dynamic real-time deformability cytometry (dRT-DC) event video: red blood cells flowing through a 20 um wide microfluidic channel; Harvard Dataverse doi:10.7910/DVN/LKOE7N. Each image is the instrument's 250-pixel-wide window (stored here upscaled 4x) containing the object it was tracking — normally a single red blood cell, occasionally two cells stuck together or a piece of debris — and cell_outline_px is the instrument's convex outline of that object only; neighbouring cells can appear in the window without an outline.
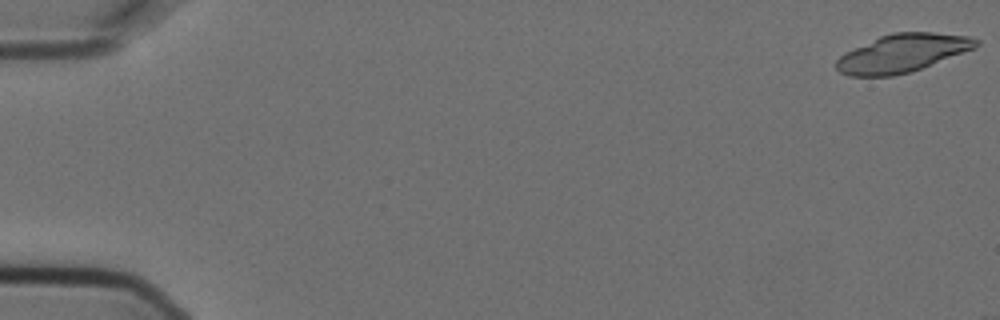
{"species": "Egyptian fruit bat (a non-hibernating species)", "species_latin": "Rousettus aegyptiacus", "temperature_condition": "cold", "stored_images_in_passage": 5, "camera_frame_rate_fps": 3000, "um_per_image_px": 0.085, "animal": {"sex": "female"}, "frame": {"image": 1, "passage_image": 1, "time_ms": 0.0, "image_size_px": [1000, 320], "cell_outline_px": [[980, 44], [976, 48], [920, 68], [908, 72], [892, 76], [848, 76], [840, 72], [836, 68], [836, 60], [844, 52], [880, 36], [892, 32], [932, 32], [972, 36], [980, 40]], "centroid_in_image_um": [76.71, 4.5], "position_along_channel_um": 8.3, "area_um2": 30.98}}